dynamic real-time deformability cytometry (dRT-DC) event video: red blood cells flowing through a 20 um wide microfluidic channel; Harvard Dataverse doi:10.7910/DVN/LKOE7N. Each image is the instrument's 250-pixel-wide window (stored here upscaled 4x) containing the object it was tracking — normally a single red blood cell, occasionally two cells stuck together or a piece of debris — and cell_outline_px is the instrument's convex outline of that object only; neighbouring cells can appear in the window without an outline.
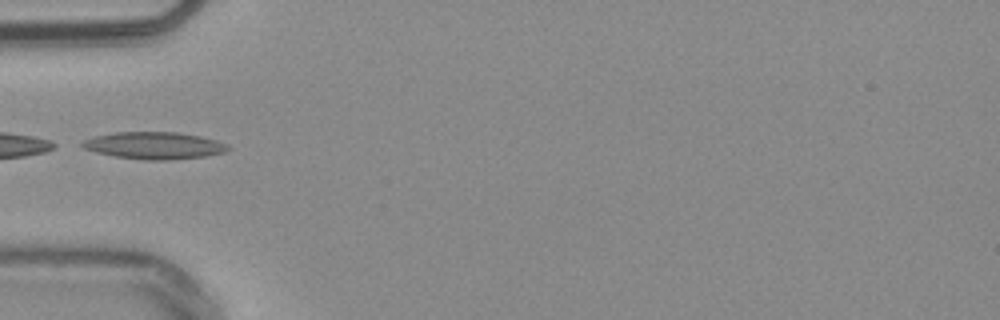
{"species": "common noctule bat (a hibernating species)", "species_latin": "Nyctalus noctula", "temperature_condition": "warm", "stored_images_in_passage": 7, "camera_frame_rate_fps": 3000, "um_per_image_px": 0.085, "animal": {"sex": "male", "body_mass_g": 20.4}, "frame": {"image": 1, "passage_image": 1, "time_ms": 0.0, "image_size_px": [1000, 320], "cell_outline_px": [[232, 148], [224, 152], [204, 156], [168, 160], [144, 160], [112, 156], [96, 152], [84, 148], [80, 144], [84, 140], [92, 136], [116, 132], [176, 132], [200, 136], [216, 140], [228, 144]], "centroid_in_image_um": [13.1, 12.37], "position_along_channel_um": 71.9, "area_um2": 23.06}}